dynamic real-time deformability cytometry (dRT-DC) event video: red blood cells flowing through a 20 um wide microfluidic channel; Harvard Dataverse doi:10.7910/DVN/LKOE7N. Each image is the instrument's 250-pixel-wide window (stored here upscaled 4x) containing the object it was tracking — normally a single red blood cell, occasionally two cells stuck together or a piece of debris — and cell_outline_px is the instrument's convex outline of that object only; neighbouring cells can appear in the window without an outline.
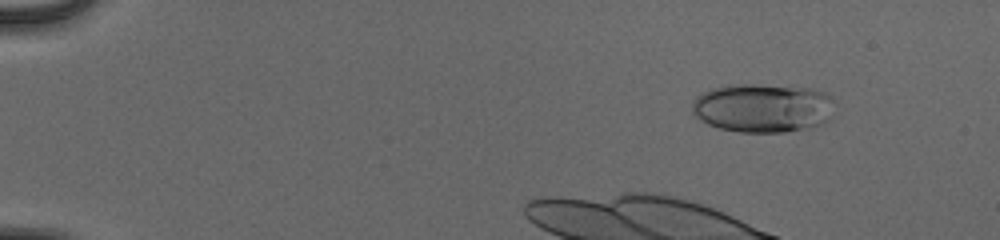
{"species": "human", "species_latin": "Homo sapiens", "temperature_condition": "cold", "stored_images_in_passage": 11, "camera_frame_rate_fps": 3000, "um_per_image_px": 0.085, "donor": {"sex": "male"}, "frame": {"image": 1, "passage_image": 1, "time_ms": 0.0, "image_size_px": [1000, 240], "cell_outline_px": [[836, 100], [828, 120], [824, 124], [784, 132], [740, 132], [720, 128], [708, 124], [700, 120], [692, 112], [692, 104], [696, 96], [700, 92], [712, 88], [728, 84], [756, 84], [812, 88], [828, 92]], "centroid_in_image_um": [64.85, 9.15], "position_along_channel_um": 20.1, "area_um2": 41.21}}